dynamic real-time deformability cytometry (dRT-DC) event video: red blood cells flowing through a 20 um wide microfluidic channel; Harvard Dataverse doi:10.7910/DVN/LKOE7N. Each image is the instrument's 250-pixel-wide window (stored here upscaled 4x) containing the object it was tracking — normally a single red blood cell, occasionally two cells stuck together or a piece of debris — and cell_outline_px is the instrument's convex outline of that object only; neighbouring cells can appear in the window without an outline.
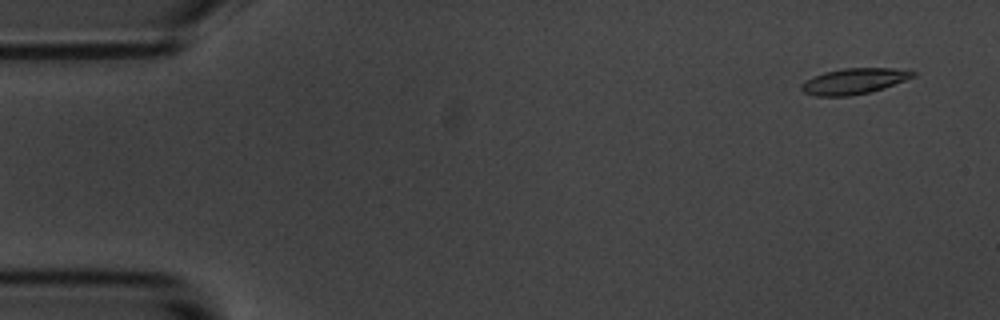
{"species": "common noctule bat (a hibernating species)", "species_latin": "Nyctalus noctula", "temperature_condition": "room temperature", "stored_images_in_passage": 54, "camera_frame_rate_fps": 3000, "um_per_image_px": 0.085, "animal": {"sex": "male", "body_mass_g": 20.1, "forearm_length_mm": 53.5}, "frame": {"image": 1, "passage_image": 3, "time_ms": 0.667, "image_size_px": [1000, 320], "cell_outline_px": [[916, 76], [884, 88], [872, 92], [848, 96], [816, 96], [804, 92], [800, 88], [800, 84], [824, 72], [844, 68], [892, 68], [916, 72]], "centroid_in_image_um": [72.61, 6.9], "position_along_channel_um": 12.4, "area_um2": 16.65}}
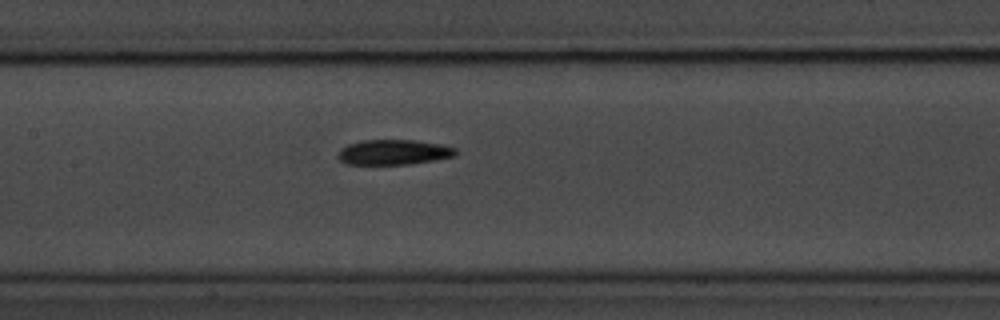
{"frame": {"image": 2, "passage_image": 26, "time_ms": 8.333, "image_size_px": [1000, 320], "cell_outline_px": [[456, 152], [452, 156], [432, 160], [408, 164], [344, 164], [336, 156], [340, 148], [348, 144], [364, 140], [416, 140], [444, 144], [456, 148]], "centroid_in_image_um": [33.41, 12.92], "position_along_channel_um": 174.0, "area_um2": 17.22}}
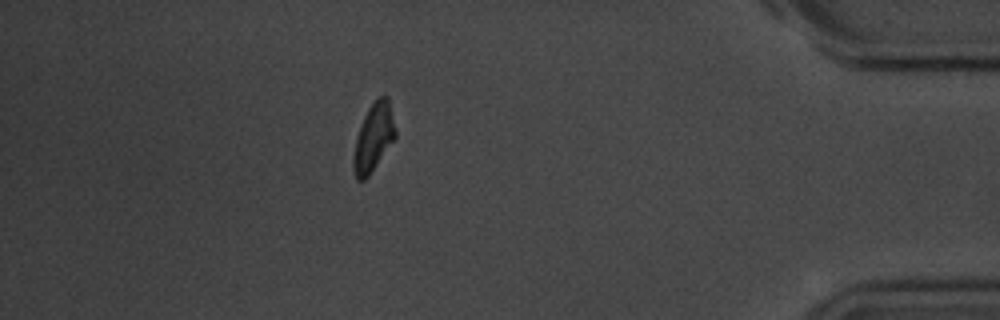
{"frame": {"image": 3, "passage_image": 49, "time_ms": 16.0, "image_size_px": [1000, 320], "cell_outline_px": [[396, 136], [368, 176], [364, 180], [356, 180], [352, 168], [352, 156], [356, 136], [360, 124], [368, 108], [380, 96], [388, 96], [396, 132]], "centroid_in_image_um": [31.71, 11.7], "position_along_channel_um": 403.5, "area_um2": 16.47}, "authors_computed_cell_mechanics": {"area_um2": 16.8776, "velocity_mm_per_s": 3.582, "shape_relaxation_time_tau1_ms": 3.6573, "shape_relaxation_time_tau2_ms": 5.7698, "deformation_change_tau1": 0.1534, "deformation_change_tau2": 0.1383}}